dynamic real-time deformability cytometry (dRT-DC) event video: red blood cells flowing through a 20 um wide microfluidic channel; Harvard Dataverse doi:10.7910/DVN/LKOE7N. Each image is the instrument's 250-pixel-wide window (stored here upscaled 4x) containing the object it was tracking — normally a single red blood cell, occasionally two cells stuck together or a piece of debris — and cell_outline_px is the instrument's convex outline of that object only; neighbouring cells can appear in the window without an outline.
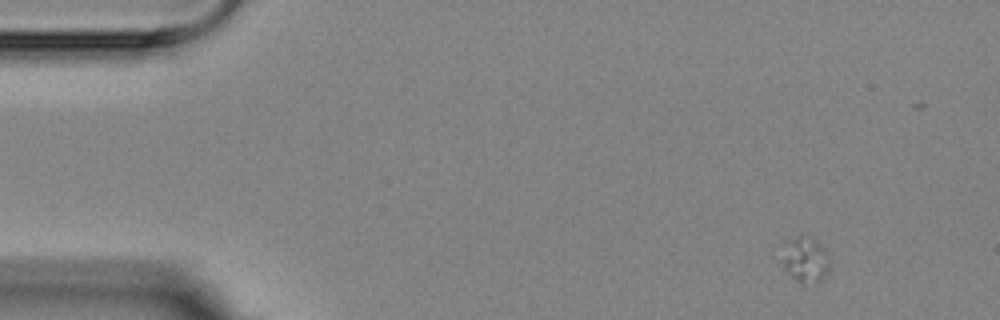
{"species": "Egyptian fruit bat (a non-hibernating species)", "species_latin": "Rousettus aegyptiacus", "temperature_condition": "room temperature", "stored_images_in_passage": 3, "camera_frame_rate_fps": 3000, "um_per_image_px": 0.085, "animal": {"sex": "female"}, "frame": {"image": 1, "passage_image": 1, "time_ms": 0.0, "image_size_px": [1000, 320], "cell_outline_px": [[828, 272], [816, 284], [796, 280], [784, 268], [784, 260], [792, 240], [796, 236], [808, 236], [816, 240], [824, 248], [828, 256]], "centroid_in_image_um": [68.55, 22.1], "position_along_channel_um": 16.4, "area_um2": 11.68}}